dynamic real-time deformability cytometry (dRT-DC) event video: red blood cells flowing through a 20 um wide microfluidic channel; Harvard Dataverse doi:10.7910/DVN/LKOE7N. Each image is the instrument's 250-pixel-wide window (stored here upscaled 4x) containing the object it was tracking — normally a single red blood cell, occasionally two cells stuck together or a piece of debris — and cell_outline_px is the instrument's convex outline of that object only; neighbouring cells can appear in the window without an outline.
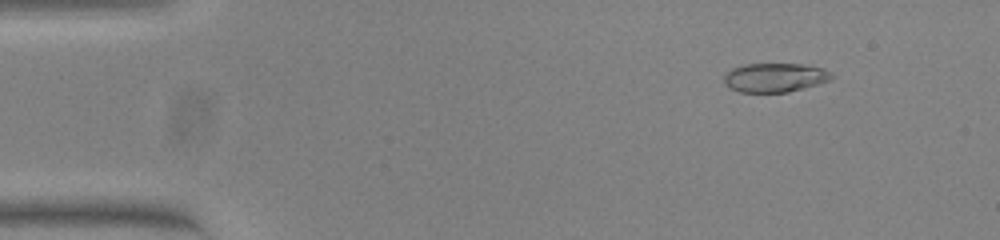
{"species": "common noctule bat (a hibernating species)", "species_latin": "Nyctalus noctula", "temperature_condition": "warm", "stored_images_in_passage": 49, "camera_frame_rate_fps": 3000, "um_per_image_px": 0.085, "animal": {"sex": "female", "body_mass_g": 23.0, "forearm_length_mm": 53.4}, "frame": {"image": 1, "passage_image": 2, "time_ms": 0.333, "image_size_px": [1000, 240], "cell_outline_px": [[832, 76], [828, 80], [804, 88], [788, 92], [740, 92], [728, 88], [724, 84], [724, 76], [732, 68], [744, 64], [804, 64], [824, 68], [832, 72]], "centroid_in_image_um": [65.84, 6.59], "position_along_channel_um": 19.2, "area_um2": 18.21}}
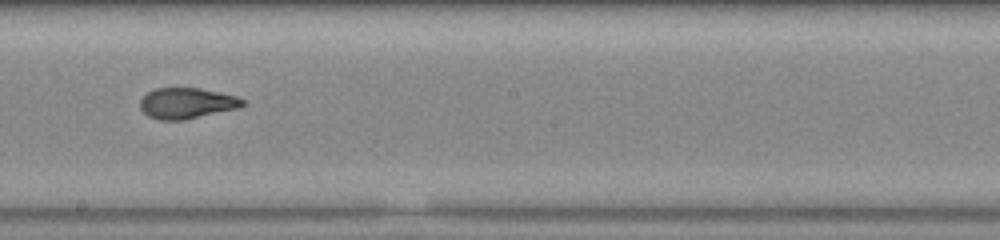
{"frame": {"image": 2, "passage_image": 26, "time_ms": 8.333, "image_size_px": [1000, 240], "cell_outline_px": [[244, 104], [240, 108], [184, 120], [160, 120], [148, 116], [140, 108], [140, 100], [148, 92], [156, 88], [200, 88], [236, 96], [244, 100]], "centroid_in_image_um": [15.88, 8.78], "position_along_channel_um": 232.3, "area_um2": 18.38}}
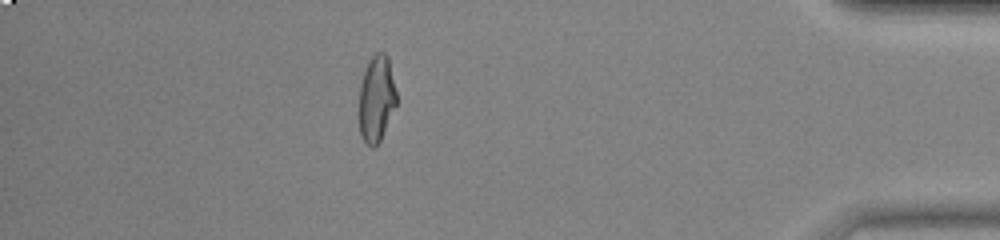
{"frame": {"image": 3, "passage_image": 43, "time_ms": 14.0, "image_size_px": [1000, 240], "cell_outline_px": [[396, 104], [380, 140], [372, 148], [360, 136], [360, 84], [364, 68], [368, 60], [376, 52], [384, 52], [388, 56], [396, 92]], "centroid_in_image_um": [31.99, 8.34], "position_along_channel_um": 403.2, "area_um2": 18.61}, "authors_computed_cell_mechanics": {"area_um2": 18.785, "velocity_mm_per_s": 3.8345, "shape_relaxation_time_tau1_ms": null, "shape_relaxation_time_tau2_ms": 1.1471, "deformation_change_tau1": null, "deformation_change_tau2": 0.0759}}